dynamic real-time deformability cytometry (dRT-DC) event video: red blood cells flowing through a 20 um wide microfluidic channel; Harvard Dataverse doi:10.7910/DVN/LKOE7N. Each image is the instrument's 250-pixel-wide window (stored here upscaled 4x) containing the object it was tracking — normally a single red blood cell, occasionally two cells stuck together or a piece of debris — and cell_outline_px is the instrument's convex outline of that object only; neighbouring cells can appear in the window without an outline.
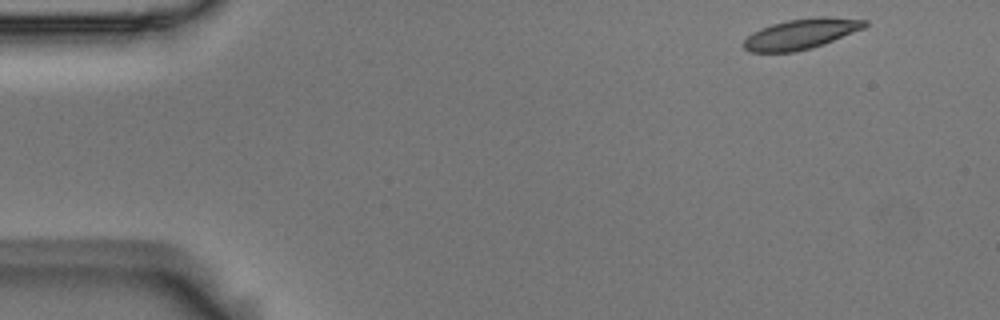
{"species": "Egyptian fruit bat (a non-hibernating species)", "species_latin": "Rousettus aegyptiacus", "temperature_condition": "room temperature", "stored_images_in_passage": 4, "camera_frame_rate_fps": 3000, "um_per_image_px": 0.085, "animal": {"sex": "male"}, "frame": {"image": 1, "passage_image": 1, "time_ms": 0.0, "image_size_px": [1000, 320], "cell_outline_px": [[868, 24], [864, 28], [824, 44], [812, 48], [792, 52], [748, 52], [744, 48], [744, 40], [752, 32], [760, 28], [772, 24], [788, 20], [812, 16], [824, 16], [868, 20]], "centroid_in_image_um": [68.1, 2.87], "position_along_channel_um": 16.9, "area_um2": 21.5}}
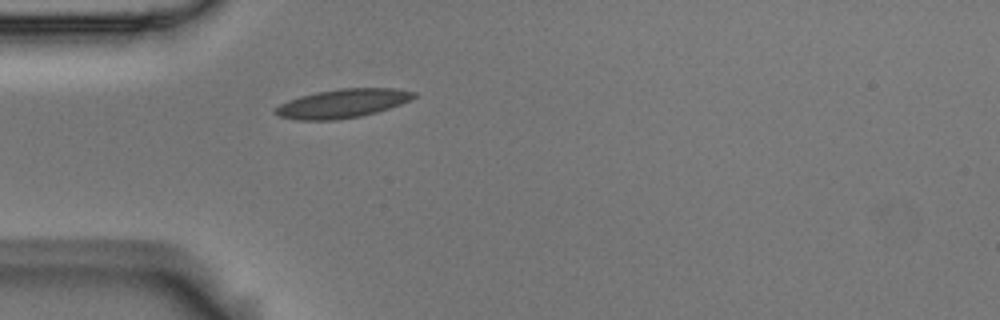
{"frame": {"image": 2, "passage_image": 4, "time_ms": 1.0, "image_size_px": [1000, 320], "cell_outline_px": [[416, 96], [400, 104], [376, 112], [360, 116], [336, 120], [296, 120], [280, 116], [272, 112], [280, 104], [288, 100], [300, 96], [316, 92], [340, 88], [396, 88], [416, 92]], "centroid_in_image_um": [29.09, 8.79], "position_along_channel_um": 55.9, "area_um2": 23.12}}